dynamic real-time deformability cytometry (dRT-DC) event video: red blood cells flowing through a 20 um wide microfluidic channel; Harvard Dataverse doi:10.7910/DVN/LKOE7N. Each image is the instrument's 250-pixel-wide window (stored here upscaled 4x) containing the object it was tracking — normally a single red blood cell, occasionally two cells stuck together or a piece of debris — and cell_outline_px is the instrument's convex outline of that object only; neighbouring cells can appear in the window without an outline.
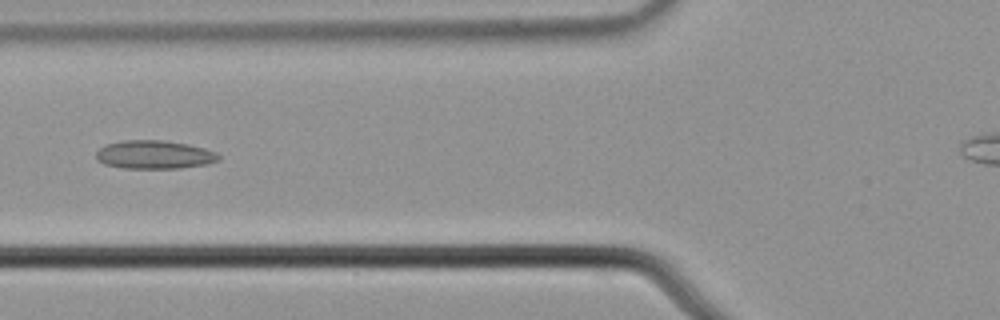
{"species": "common noctule bat (a hibernating species)", "species_latin": "Nyctalus noctula", "temperature_condition": "cold", "stored_images_in_passage": 8, "camera_frame_rate_fps": 3000, "um_per_image_px": 0.085, "animal": {"sex": "male", "body_mass_g": 21.5, "forearm_length_mm": 52.0}, "frame": {"image": 1, "passage_image": 6, "time_ms": 1.667, "image_size_px": [1000, 320], "cell_outline_px": [[220, 160], [208, 164], [180, 168], [124, 168], [104, 164], [96, 160], [96, 152], [100, 148], [108, 144], [124, 140], [164, 140], [188, 144], [204, 148], [216, 152], [220, 156]], "centroid_in_image_um": [13.14, 13.15], "position_along_channel_um": 112.7, "area_um2": 20.35}}
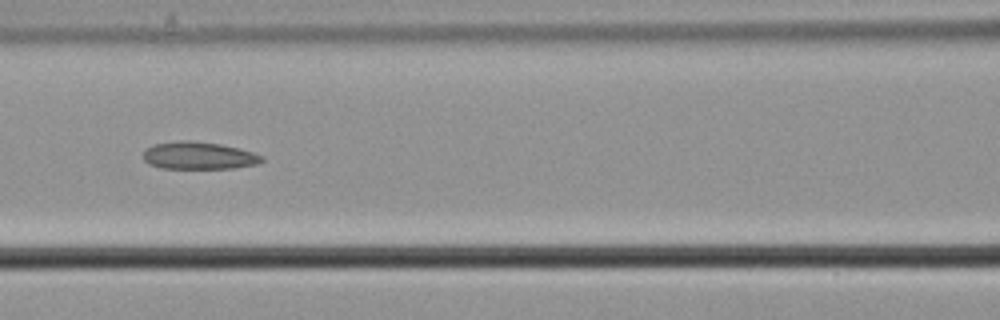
{"frame": {"image": 2, "passage_image": 7, "time_ms": 2.0, "image_size_px": [1000, 320], "cell_outline_px": [[264, 160], [256, 164], [236, 168], [160, 168], [148, 164], [144, 160], [144, 152], [152, 144], [188, 140], [220, 144], [240, 148], [264, 156]], "centroid_in_image_um": [16.91, 13.23], "position_along_channel_um": 149.7, "area_um2": 18.9}}
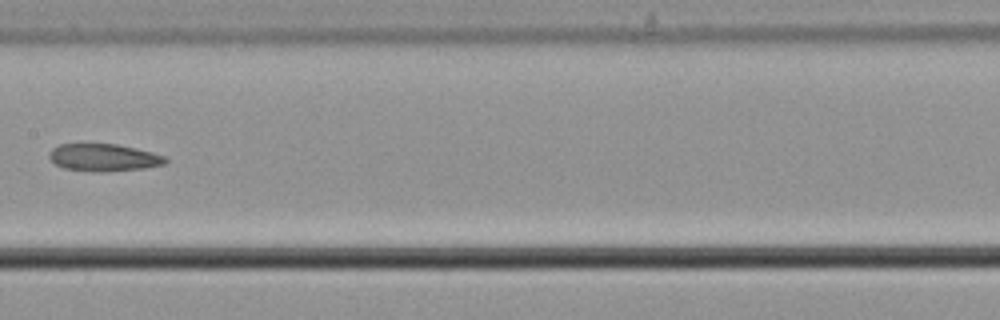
{"frame": {"image": 3, "passage_image": 8, "time_ms": 2.333, "image_size_px": [1000, 320], "cell_outline_px": [[168, 160], [164, 164], [144, 168], [100, 172], [96, 172], [64, 168], [56, 164], [48, 156], [52, 148], [60, 144], [116, 144], [136, 148], [152, 152], [164, 156]], "centroid_in_image_um": [8.81, 13.39], "position_along_channel_um": 198.6, "area_um2": 18.38}}